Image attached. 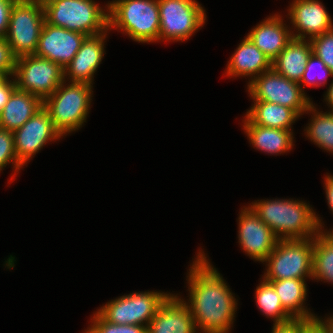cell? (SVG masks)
Wrapping results in <instances>:
<instances>
[{
	"mask_svg": "<svg viewBox=\"0 0 333 333\" xmlns=\"http://www.w3.org/2000/svg\"><path fill=\"white\" fill-rule=\"evenodd\" d=\"M306 333H325L316 323Z\"/></svg>",
	"mask_w": 333,
	"mask_h": 333,
	"instance_id": "39",
	"label": "cell"
},
{
	"mask_svg": "<svg viewBox=\"0 0 333 333\" xmlns=\"http://www.w3.org/2000/svg\"><path fill=\"white\" fill-rule=\"evenodd\" d=\"M265 280L312 278L313 237L277 240L269 254Z\"/></svg>",
	"mask_w": 333,
	"mask_h": 333,
	"instance_id": "7",
	"label": "cell"
},
{
	"mask_svg": "<svg viewBox=\"0 0 333 333\" xmlns=\"http://www.w3.org/2000/svg\"><path fill=\"white\" fill-rule=\"evenodd\" d=\"M311 54L310 40L293 37L272 61V68L285 78L299 83Z\"/></svg>",
	"mask_w": 333,
	"mask_h": 333,
	"instance_id": "21",
	"label": "cell"
},
{
	"mask_svg": "<svg viewBox=\"0 0 333 333\" xmlns=\"http://www.w3.org/2000/svg\"><path fill=\"white\" fill-rule=\"evenodd\" d=\"M16 57L5 38H0V76L14 74Z\"/></svg>",
	"mask_w": 333,
	"mask_h": 333,
	"instance_id": "32",
	"label": "cell"
},
{
	"mask_svg": "<svg viewBox=\"0 0 333 333\" xmlns=\"http://www.w3.org/2000/svg\"><path fill=\"white\" fill-rule=\"evenodd\" d=\"M45 21L70 31L94 36L109 30V17L93 0H41Z\"/></svg>",
	"mask_w": 333,
	"mask_h": 333,
	"instance_id": "3",
	"label": "cell"
},
{
	"mask_svg": "<svg viewBox=\"0 0 333 333\" xmlns=\"http://www.w3.org/2000/svg\"><path fill=\"white\" fill-rule=\"evenodd\" d=\"M302 86L278 74L273 68L252 78L248 92L254 101H266L293 109L299 116L312 104Z\"/></svg>",
	"mask_w": 333,
	"mask_h": 333,
	"instance_id": "9",
	"label": "cell"
},
{
	"mask_svg": "<svg viewBox=\"0 0 333 333\" xmlns=\"http://www.w3.org/2000/svg\"><path fill=\"white\" fill-rule=\"evenodd\" d=\"M243 126L256 149L270 154H281L289 151L293 146L294 137L290 130L255 125L247 117Z\"/></svg>",
	"mask_w": 333,
	"mask_h": 333,
	"instance_id": "23",
	"label": "cell"
},
{
	"mask_svg": "<svg viewBox=\"0 0 333 333\" xmlns=\"http://www.w3.org/2000/svg\"><path fill=\"white\" fill-rule=\"evenodd\" d=\"M315 320H294L283 325H274L271 333H306Z\"/></svg>",
	"mask_w": 333,
	"mask_h": 333,
	"instance_id": "33",
	"label": "cell"
},
{
	"mask_svg": "<svg viewBox=\"0 0 333 333\" xmlns=\"http://www.w3.org/2000/svg\"><path fill=\"white\" fill-rule=\"evenodd\" d=\"M49 113L41 108L23 126L13 131L17 159L24 165L49 140L61 138Z\"/></svg>",
	"mask_w": 333,
	"mask_h": 333,
	"instance_id": "12",
	"label": "cell"
},
{
	"mask_svg": "<svg viewBox=\"0 0 333 333\" xmlns=\"http://www.w3.org/2000/svg\"><path fill=\"white\" fill-rule=\"evenodd\" d=\"M309 40L312 53L325 63L333 77V29Z\"/></svg>",
	"mask_w": 333,
	"mask_h": 333,
	"instance_id": "29",
	"label": "cell"
},
{
	"mask_svg": "<svg viewBox=\"0 0 333 333\" xmlns=\"http://www.w3.org/2000/svg\"><path fill=\"white\" fill-rule=\"evenodd\" d=\"M168 296L163 292H135L108 302L97 312L113 324L147 326Z\"/></svg>",
	"mask_w": 333,
	"mask_h": 333,
	"instance_id": "11",
	"label": "cell"
},
{
	"mask_svg": "<svg viewBox=\"0 0 333 333\" xmlns=\"http://www.w3.org/2000/svg\"><path fill=\"white\" fill-rule=\"evenodd\" d=\"M324 234L333 242V230L332 232L330 231V233L324 231Z\"/></svg>",
	"mask_w": 333,
	"mask_h": 333,
	"instance_id": "40",
	"label": "cell"
},
{
	"mask_svg": "<svg viewBox=\"0 0 333 333\" xmlns=\"http://www.w3.org/2000/svg\"><path fill=\"white\" fill-rule=\"evenodd\" d=\"M288 10L291 22L299 31L292 33L294 38L305 39L309 34L311 39L333 29L331 17L318 0H294Z\"/></svg>",
	"mask_w": 333,
	"mask_h": 333,
	"instance_id": "16",
	"label": "cell"
},
{
	"mask_svg": "<svg viewBox=\"0 0 333 333\" xmlns=\"http://www.w3.org/2000/svg\"><path fill=\"white\" fill-rule=\"evenodd\" d=\"M280 15L270 16L248 33L247 37L271 60L286 47L293 38Z\"/></svg>",
	"mask_w": 333,
	"mask_h": 333,
	"instance_id": "18",
	"label": "cell"
},
{
	"mask_svg": "<svg viewBox=\"0 0 333 333\" xmlns=\"http://www.w3.org/2000/svg\"><path fill=\"white\" fill-rule=\"evenodd\" d=\"M196 329L187 303L170 294L146 326V333H196Z\"/></svg>",
	"mask_w": 333,
	"mask_h": 333,
	"instance_id": "15",
	"label": "cell"
},
{
	"mask_svg": "<svg viewBox=\"0 0 333 333\" xmlns=\"http://www.w3.org/2000/svg\"><path fill=\"white\" fill-rule=\"evenodd\" d=\"M16 88L44 100L66 80L64 69L49 59L25 55L16 58L14 69Z\"/></svg>",
	"mask_w": 333,
	"mask_h": 333,
	"instance_id": "8",
	"label": "cell"
},
{
	"mask_svg": "<svg viewBox=\"0 0 333 333\" xmlns=\"http://www.w3.org/2000/svg\"><path fill=\"white\" fill-rule=\"evenodd\" d=\"M312 278L333 283V242L322 231L313 238Z\"/></svg>",
	"mask_w": 333,
	"mask_h": 333,
	"instance_id": "25",
	"label": "cell"
},
{
	"mask_svg": "<svg viewBox=\"0 0 333 333\" xmlns=\"http://www.w3.org/2000/svg\"><path fill=\"white\" fill-rule=\"evenodd\" d=\"M315 66H318L321 68L322 72H324L325 76H332V73L330 71V69L325 65V63L318 57H316L313 53L311 54V56L308 59L307 64L305 65V71L304 74L301 78V81L299 82V84L301 85L302 83H304L305 85L308 86H313V87H317L321 84H325L326 83V79L324 76V81L322 82H317L315 81L316 76H312L311 78V70L314 69Z\"/></svg>",
	"mask_w": 333,
	"mask_h": 333,
	"instance_id": "31",
	"label": "cell"
},
{
	"mask_svg": "<svg viewBox=\"0 0 333 333\" xmlns=\"http://www.w3.org/2000/svg\"><path fill=\"white\" fill-rule=\"evenodd\" d=\"M10 162L14 164L16 173L24 166L15 153L13 132L0 128V171Z\"/></svg>",
	"mask_w": 333,
	"mask_h": 333,
	"instance_id": "30",
	"label": "cell"
},
{
	"mask_svg": "<svg viewBox=\"0 0 333 333\" xmlns=\"http://www.w3.org/2000/svg\"><path fill=\"white\" fill-rule=\"evenodd\" d=\"M64 84L43 100V108L62 136L78 130L86 122L92 95L90 84L71 82L66 87Z\"/></svg>",
	"mask_w": 333,
	"mask_h": 333,
	"instance_id": "5",
	"label": "cell"
},
{
	"mask_svg": "<svg viewBox=\"0 0 333 333\" xmlns=\"http://www.w3.org/2000/svg\"><path fill=\"white\" fill-rule=\"evenodd\" d=\"M325 100L331 106V113H333V82L328 88L327 95L325 96Z\"/></svg>",
	"mask_w": 333,
	"mask_h": 333,
	"instance_id": "38",
	"label": "cell"
},
{
	"mask_svg": "<svg viewBox=\"0 0 333 333\" xmlns=\"http://www.w3.org/2000/svg\"><path fill=\"white\" fill-rule=\"evenodd\" d=\"M245 117L255 125L291 130L292 123L300 116L289 107L266 101H255Z\"/></svg>",
	"mask_w": 333,
	"mask_h": 333,
	"instance_id": "24",
	"label": "cell"
},
{
	"mask_svg": "<svg viewBox=\"0 0 333 333\" xmlns=\"http://www.w3.org/2000/svg\"><path fill=\"white\" fill-rule=\"evenodd\" d=\"M249 207L278 240L314 238L321 231V220L307 203L278 199L256 201Z\"/></svg>",
	"mask_w": 333,
	"mask_h": 333,
	"instance_id": "2",
	"label": "cell"
},
{
	"mask_svg": "<svg viewBox=\"0 0 333 333\" xmlns=\"http://www.w3.org/2000/svg\"><path fill=\"white\" fill-rule=\"evenodd\" d=\"M87 36L45 21L41 31L36 56L46 58L63 69L73 60Z\"/></svg>",
	"mask_w": 333,
	"mask_h": 333,
	"instance_id": "13",
	"label": "cell"
},
{
	"mask_svg": "<svg viewBox=\"0 0 333 333\" xmlns=\"http://www.w3.org/2000/svg\"><path fill=\"white\" fill-rule=\"evenodd\" d=\"M8 76H0V113L8 102L12 92L16 89L15 80H8Z\"/></svg>",
	"mask_w": 333,
	"mask_h": 333,
	"instance_id": "35",
	"label": "cell"
},
{
	"mask_svg": "<svg viewBox=\"0 0 333 333\" xmlns=\"http://www.w3.org/2000/svg\"><path fill=\"white\" fill-rule=\"evenodd\" d=\"M43 108V100L34 94L15 89L0 113V128L14 131Z\"/></svg>",
	"mask_w": 333,
	"mask_h": 333,
	"instance_id": "19",
	"label": "cell"
},
{
	"mask_svg": "<svg viewBox=\"0 0 333 333\" xmlns=\"http://www.w3.org/2000/svg\"><path fill=\"white\" fill-rule=\"evenodd\" d=\"M93 324L85 333H146V326L119 325L105 320L98 312L93 316Z\"/></svg>",
	"mask_w": 333,
	"mask_h": 333,
	"instance_id": "28",
	"label": "cell"
},
{
	"mask_svg": "<svg viewBox=\"0 0 333 333\" xmlns=\"http://www.w3.org/2000/svg\"><path fill=\"white\" fill-rule=\"evenodd\" d=\"M158 6L159 40H188L206 20L205 10L195 0H158Z\"/></svg>",
	"mask_w": 333,
	"mask_h": 333,
	"instance_id": "10",
	"label": "cell"
},
{
	"mask_svg": "<svg viewBox=\"0 0 333 333\" xmlns=\"http://www.w3.org/2000/svg\"><path fill=\"white\" fill-rule=\"evenodd\" d=\"M16 1L17 0H0V38H5L6 36L11 9Z\"/></svg>",
	"mask_w": 333,
	"mask_h": 333,
	"instance_id": "34",
	"label": "cell"
},
{
	"mask_svg": "<svg viewBox=\"0 0 333 333\" xmlns=\"http://www.w3.org/2000/svg\"><path fill=\"white\" fill-rule=\"evenodd\" d=\"M269 281L279 296L283 308L295 320H315L317 317L303 305L307 295L305 279H282Z\"/></svg>",
	"mask_w": 333,
	"mask_h": 333,
	"instance_id": "22",
	"label": "cell"
},
{
	"mask_svg": "<svg viewBox=\"0 0 333 333\" xmlns=\"http://www.w3.org/2000/svg\"><path fill=\"white\" fill-rule=\"evenodd\" d=\"M315 323L325 332V333H333V316L327 318V320L323 321L318 317L315 319Z\"/></svg>",
	"mask_w": 333,
	"mask_h": 333,
	"instance_id": "37",
	"label": "cell"
},
{
	"mask_svg": "<svg viewBox=\"0 0 333 333\" xmlns=\"http://www.w3.org/2000/svg\"><path fill=\"white\" fill-rule=\"evenodd\" d=\"M308 111L314 112L312 122L306 128L307 137L322 149L333 153V113L316 112L313 103Z\"/></svg>",
	"mask_w": 333,
	"mask_h": 333,
	"instance_id": "27",
	"label": "cell"
},
{
	"mask_svg": "<svg viewBox=\"0 0 333 333\" xmlns=\"http://www.w3.org/2000/svg\"><path fill=\"white\" fill-rule=\"evenodd\" d=\"M326 198L328 200L329 207L333 212V176H326L325 179Z\"/></svg>",
	"mask_w": 333,
	"mask_h": 333,
	"instance_id": "36",
	"label": "cell"
},
{
	"mask_svg": "<svg viewBox=\"0 0 333 333\" xmlns=\"http://www.w3.org/2000/svg\"><path fill=\"white\" fill-rule=\"evenodd\" d=\"M107 7L109 29L116 27L138 42L159 40L158 0H115Z\"/></svg>",
	"mask_w": 333,
	"mask_h": 333,
	"instance_id": "4",
	"label": "cell"
},
{
	"mask_svg": "<svg viewBox=\"0 0 333 333\" xmlns=\"http://www.w3.org/2000/svg\"><path fill=\"white\" fill-rule=\"evenodd\" d=\"M228 63L227 76L249 75L255 78L272 68L271 60L247 36Z\"/></svg>",
	"mask_w": 333,
	"mask_h": 333,
	"instance_id": "20",
	"label": "cell"
},
{
	"mask_svg": "<svg viewBox=\"0 0 333 333\" xmlns=\"http://www.w3.org/2000/svg\"><path fill=\"white\" fill-rule=\"evenodd\" d=\"M239 243L253 259L265 262L277 243V237L250 207H244L239 217Z\"/></svg>",
	"mask_w": 333,
	"mask_h": 333,
	"instance_id": "14",
	"label": "cell"
},
{
	"mask_svg": "<svg viewBox=\"0 0 333 333\" xmlns=\"http://www.w3.org/2000/svg\"><path fill=\"white\" fill-rule=\"evenodd\" d=\"M256 303L259 309L268 317L274 318V325H283L295 319L283 308L273 285L263 279L256 288Z\"/></svg>",
	"mask_w": 333,
	"mask_h": 333,
	"instance_id": "26",
	"label": "cell"
},
{
	"mask_svg": "<svg viewBox=\"0 0 333 333\" xmlns=\"http://www.w3.org/2000/svg\"><path fill=\"white\" fill-rule=\"evenodd\" d=\"M105 32L85 38L73 60L64 68V76L69 75L70 82L92 84L104 55Z\"/></svg>",
	"mask_w": 333,
	"mask_h": 333,
	"instance_id": "17",
	"label": "cell"
},
{
	"mask_svg": "<svg viewBox=\"0 0 333 333\" xmlns=\"http://www.w3.org/2000/svg\"><path fill=\"white\" fill-rule=\"evenodd\" d=\"M44 23L41 0H17L14 3L5 39L16 58L35 54Z\"/></svg>",
	"mask_w": 333,
	"mask_h": 333,
	"instance_id": "6",
	"label": "cell"
},
{
	"mask_svg": "<svg viewBox=\"0 0 333 333\" xmlns=\"http://www.w3.org/2000/svg\"><path fill=\"white\" fill-rule=\"evenodd\" d=\"M189 272L191 310L196 328L203 333H228L235 317L236 299L223 277L199 252ZM191 303V304H190Z\"/></svg>",
	"mask_w": 333,
	"mask_h": 333,
	"instance_id": "1",
	"label": "cell"
}]
</instances>
